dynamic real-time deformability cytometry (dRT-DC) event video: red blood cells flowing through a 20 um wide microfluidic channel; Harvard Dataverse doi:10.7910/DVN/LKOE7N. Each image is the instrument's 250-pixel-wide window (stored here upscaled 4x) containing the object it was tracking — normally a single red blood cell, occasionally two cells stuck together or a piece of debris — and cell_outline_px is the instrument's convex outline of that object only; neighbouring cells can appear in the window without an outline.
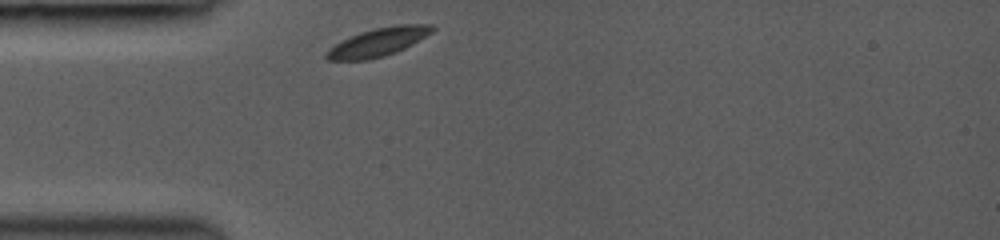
{"species": "common noctule bat (a hibernating species)", "species_latin": "Nyctalus noctula", "temperature_condition": "room temperature", "stored_images_in_passage": 34, "camera_frame_rate_fps": 3000, "um_per_image_px": 0.085, "animal": {"sex": "female", "body_mass_g": 19.0, "forearm_length_mm": 53.3}, "frame": {"image": 1, "passage_image": 1, "time_ms": 0.0, "image_size_px": [1000, 240], "cell_outline_px": [[436, 28], [432, 32], [412, 44], [396, 52], [384, 56], [368, 60], [328, 60], [324, 56], [324, 52], [328, 48], [340, 40], [360, 32], [372, 28], [396, 24], [432, 24]], "centroid_in_image_um": [32.11, 3.57], "position_along_channel_um": 52.9, "area_um2": 17.74}}
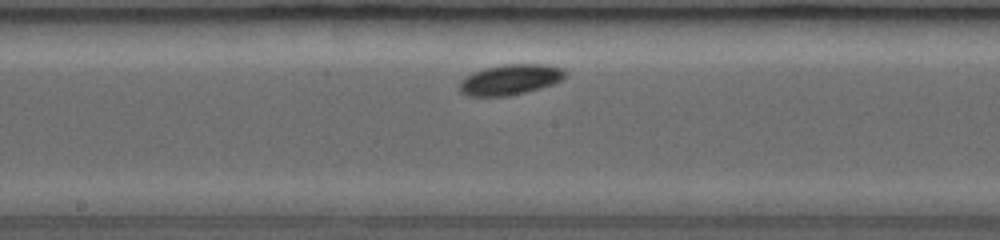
{"frame": {"image": 2, "passage_image": 14, "time_ms": 4.0, "image_size_px": [1000, 240], "cell_outline_px": [[568, 72], [560, 80], [552, 84], [540, 88], [508, 96], [468, 96], [460, 92], [460, 80], [464, 76], [472, 72], [484, 68], [504, 64], [548, 64], [564, 68]], "centroid_in_image_um": [43.36, 6.75], "position_along_channel_um": 204.8, "area_um2": 18.9}}
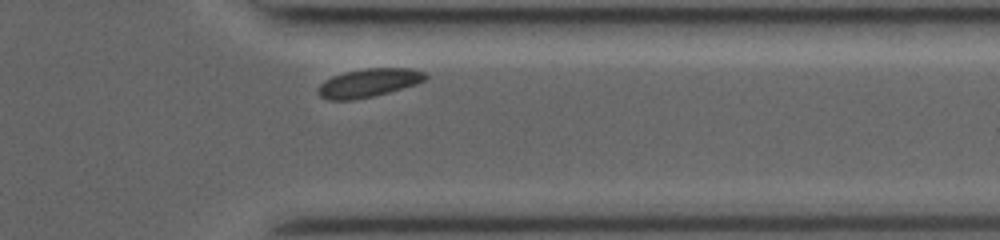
{"frame": {"image": 3, "passage_image": 27, "time_ms": 8.333, "image_size_px": [1000, 240], "cell_outline_px": [[428, 76], [424, 80], [416, 84], [388, 92], [372, 96], [352, 100], [328, 100], [320, 96], [316, 92], [316, 88], [324, 80], [332, 76], [344, 72], [364, 68], [412, 68], [424, 72]], "centroid_in_image_um": [31.29, 7.04], "position_along_channel_um": 380.1, "area_um2": 17.86}}